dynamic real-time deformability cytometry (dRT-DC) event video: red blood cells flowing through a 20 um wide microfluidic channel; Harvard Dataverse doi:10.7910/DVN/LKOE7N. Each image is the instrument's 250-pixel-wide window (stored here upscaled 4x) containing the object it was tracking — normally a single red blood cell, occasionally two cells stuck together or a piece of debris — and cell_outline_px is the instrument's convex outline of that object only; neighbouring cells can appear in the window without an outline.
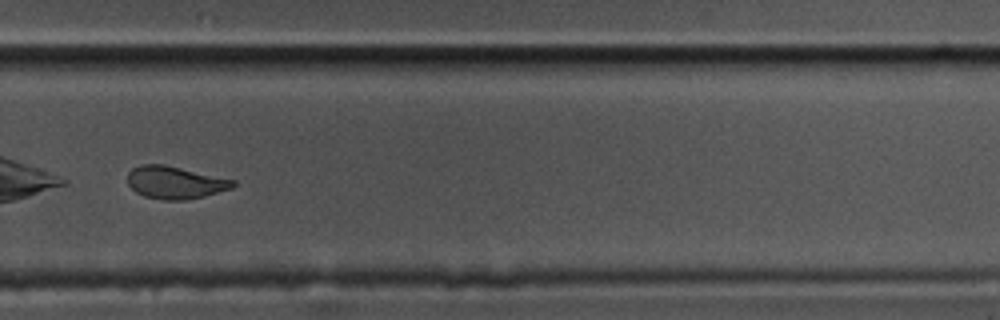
{"species": "common noctule bat (a hibernating species)", "species_latin": "Nyctalus noctula", "temperature_condition": "cold", "stored_images_in_passage": 15, "camera_frame_rate_fps": 3000, "um_per_image_px": 0.085, "animal": {"sex": "male", "body_mass_g": 17.5, "forearm_length_mm": 52.3}, "frame": {"image": 1, "passage_image": 11, "time_ms": 3.333, "image_size_px": [1000, 320], "cell_outline_px": [[236, 184], [232, 188], [204, 196], [184, 200], [164, 200], [144, 196], [136, 192], [128, 184], [128, 172], [132, 168], [140, 164], [164, 164], [236, 180]], "centroid_in_image_um": [14.88, 15.5], "position_along_channel_um": 314.9, "area_um2": 20.0}}
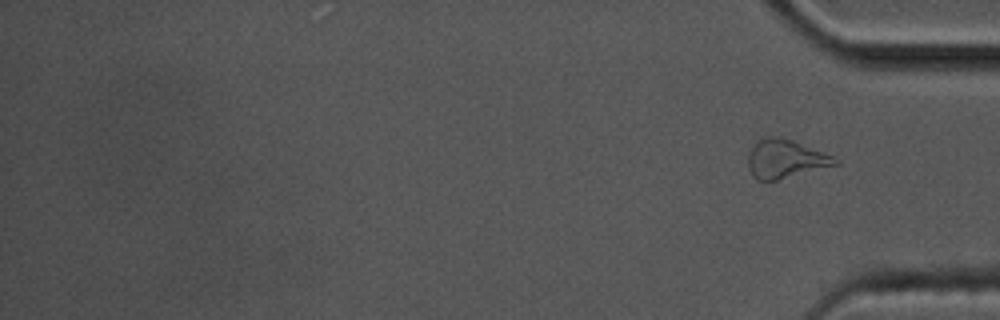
{"frame": {"image": 2, "passage_image": 15, "time_ms": 4.667, "image_size_px": [1000, 320], "cell_outline_px": [[840, 164], [776, 180], [756, 180], [752, 176], [748, 168], [748, 152], [756, 140], [760, 136], [776, 136], [792, 140], [832, 156], [840, 160]], "centroid_in_image_um": [66.71, 13.49], "position_along_channel_um": 368.5, "area_um2": 19.65}}